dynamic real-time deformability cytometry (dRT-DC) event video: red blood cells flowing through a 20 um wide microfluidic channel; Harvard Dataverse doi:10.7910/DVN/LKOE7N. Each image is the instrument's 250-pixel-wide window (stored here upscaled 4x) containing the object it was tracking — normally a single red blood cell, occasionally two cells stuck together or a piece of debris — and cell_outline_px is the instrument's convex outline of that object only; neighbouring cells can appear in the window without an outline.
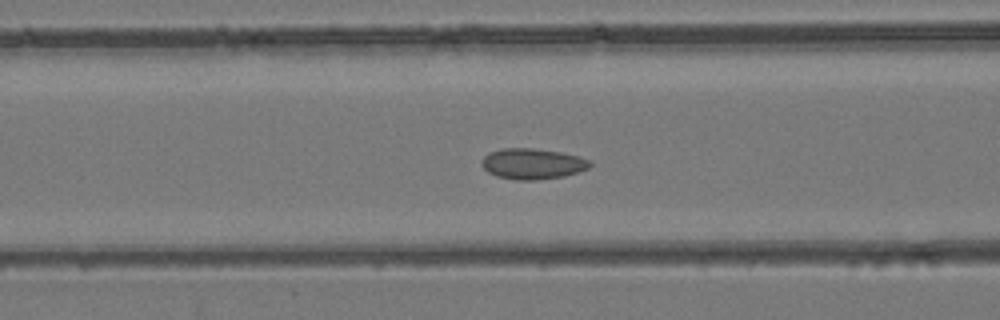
{"species": "common noctule bat (a hibernating species)", "species_latin": "Nyctalus noctula", "temperature_condition": "room temperature", "stored_images_in_passage": 40, "camera_frame_rate_fps": 3000, "um_per_image_px": 0.085, "animal": {"sex": "female", "body_mass_g": 24.6, "forearm_length_mm": 56.2}, "frame": {"image": 1, "passage_image": 20, "time_ms": 6.333, "image_size_px": [1000, 320], "cell_outline_px": [[592, 164], [588, 168], [564, 176], [536, 180], [516, 180], [496, 176], [488, 172], [480, 164], [484, 156], [488, 152], [504, 148], [532, 148], [560, 152], [576, 156], [588, 160]], "centroid_in_image_um": [45.21, 13.92], "position_along_channel_um": 121.4, "area_um2": 19.25}}
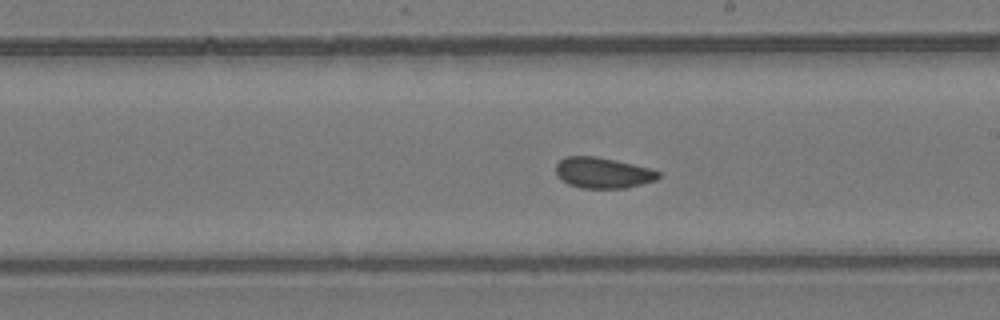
{"frame": {"image": 2, "passage_image": 28, "time_ms": 9.0, "image_size_px": [1000, 320], "cell_outline_px": [[660, 176], [656, 180], [624, 188], [580, 188], [568, 184], [556, 172], [556, 164], [564, 156], [596, 156], [632, 164], [648, 168], [660, 172]], "centroid_in_image_um": [51.23, 14.68], "position_along_channel_um": 237.8, "area_um2": 18.15}}
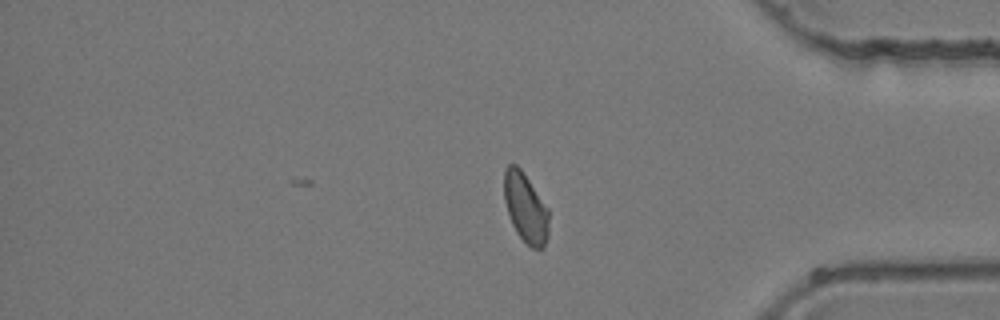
{"frame": {"image": 3, "passage_image": 40, "time_ms": 13.0, "image_size_px": [1000, 320], "cell_outline_px": [[548, 236], [544, 248], [532, 248], [516, 232], [512, 224], [504, 200], [504, 168], [508, 164], [516, 164], [520, 168], [548, 208]], "centroid_in_image_um": [44.66, 17.65], "position_along_channel_um": 390.5, "area_um2": 17.98}}